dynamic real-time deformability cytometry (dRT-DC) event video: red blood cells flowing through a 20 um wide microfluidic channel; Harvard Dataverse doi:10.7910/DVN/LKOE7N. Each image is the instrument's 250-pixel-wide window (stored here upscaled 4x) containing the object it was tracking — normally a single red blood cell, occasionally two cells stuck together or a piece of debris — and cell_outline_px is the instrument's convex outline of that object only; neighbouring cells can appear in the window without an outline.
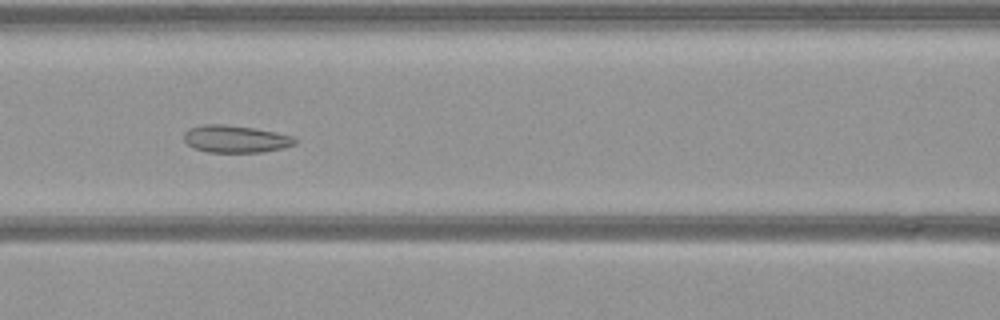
{"species": "common noctule bat (a hibernating species)", "species_latin": "Nyctalus noctula", "temperature_condition": "warm", "stored_images_in_passage": 40, "camera_frame_rate_fps": 3000, "um_per_image_px": 0.085, "animal": {"sex": "female", "body_mass_g": 21.9}, "frame": {"image": 1, "passage_image": 10, "time_ms": 3.0, "image_size_px": [1000, 320], "cell_outline_px": [[296, 144], [284, 148], [264, 152], [208, 152], [192, 148], [184, 140], [184, 132], [188, 128], [204, 124], [224, 124], [252, 128], [276, 132], [296, 136]], "centroid_in_image_um": [20.03, 11.81], "position_along_channel_um": 146.6, "area_um2": 17.86}}
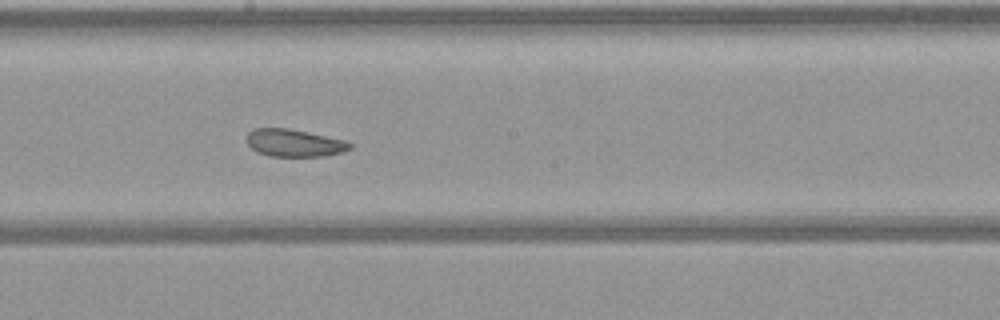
{"frame": {"image": 2, "passage_image": 16, "time_ms": 5.0, "image_size_px": [1000, 320], "cell_outline_px": [[352, 148], [344, 152], [324, 156], [268, 156], [256, 152], [248, 144], [248, 132], [252, 128], [288, 128], [348, 140], [352, 144]], "centroid_in_image_um": [25.05, 12.15], "position_along_channel_um": 223.1, "area_um2": 16.7}}
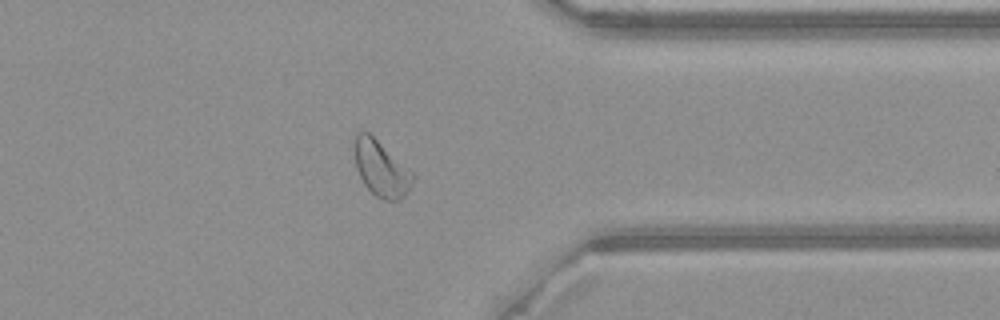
{"frame": {"image": 3, "passage_image": 29, "time_ms": 9.333, "image_size_px": [1000, 320], "cell_outline_px": [[416, 176], [408, 192], [400, 200], [384, 200], [376, 196], [364, 184], [356, 168], [356, 132], [364, 128], [412, 172]], "centroid_in_image_um": [32.41, 14.34], "position_along_channel_um": 379.0, "area_um2": 18.61}}